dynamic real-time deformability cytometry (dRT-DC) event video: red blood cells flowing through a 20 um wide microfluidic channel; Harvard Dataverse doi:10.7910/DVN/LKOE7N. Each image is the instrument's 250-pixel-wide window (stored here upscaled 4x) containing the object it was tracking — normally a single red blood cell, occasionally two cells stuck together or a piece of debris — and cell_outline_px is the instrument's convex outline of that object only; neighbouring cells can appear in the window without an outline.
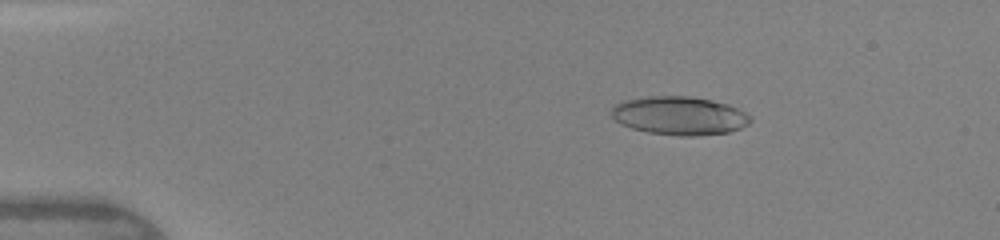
{"species": "human", "species_latin": "Homo sapiens", "temperature_condition": "warm", "stored_images_in_passage": 9, "camera_frame_rate_fps": 3000, "um_per_image_px": 0.085, "donor": {"sex": "female"}, "frame": {"image": 1, "passage_image": 2, "time_ms": 0.333, "image_size_px": [1000, 240], "cell_outline_px": [[752, 120], [748, 124], [740, 128], [728, 132], [696, 136], [680, 136], [648, 132], [632, 128], [620, 124], [608, 112], [616, 104], [624, 100], [648, 96], [688, 96], [712, 100], [736, 108], [752, 116]], "centroid_in_image_um": [57.72, 9.83], "position_along_channel_um": 27.3, "area_um2": 31.1}}
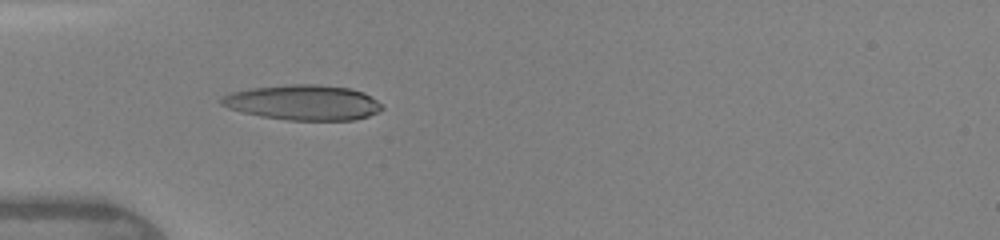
{"frame": {"image": 2, "passage_image": 7, "time_ms": 2.667, "image_size_px": [1000, 240], "cell_outline_px": [[384, 108], [368, 116], [352, 120], [288, 120], [260, 116], [228, 108], [220, 104], [220, 100], [224, 96], [232, 92], [252, 88], [288, 84], [316, 84], [352, 88], [364, 92], [376, 100]], "centroid_in_image_um": [25.78, 8.71], "position_along_channel_um": 59.2, "area_um2": 32.83}}
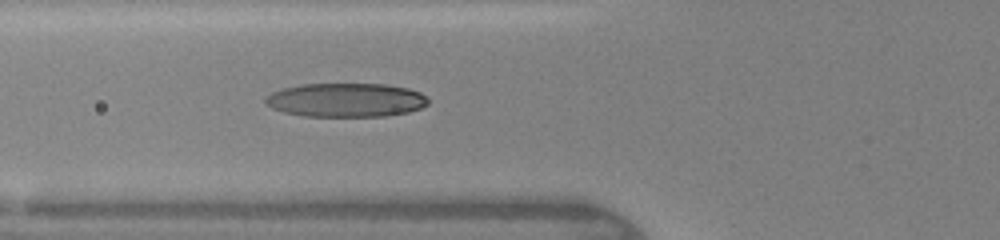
{"frame": {"image": 3, "passage_image": 9, "time_ms": 3.667, "image_size_px": [1000, 240], "cell_outline_px": [[428, 104], [420, 108], [408, 112], [388, 116], [304, 116], [284, 112], [272, 108], [264, 104], [264, 100], [272, 92], [284, 88], [304, 84], [384, 84], [408, 88], [420, 92], [428, 100]], "centroid_in_image_um": [29.4, 8.5], "position_along_channel_um": 96.4, "area_um2": 32.08}}